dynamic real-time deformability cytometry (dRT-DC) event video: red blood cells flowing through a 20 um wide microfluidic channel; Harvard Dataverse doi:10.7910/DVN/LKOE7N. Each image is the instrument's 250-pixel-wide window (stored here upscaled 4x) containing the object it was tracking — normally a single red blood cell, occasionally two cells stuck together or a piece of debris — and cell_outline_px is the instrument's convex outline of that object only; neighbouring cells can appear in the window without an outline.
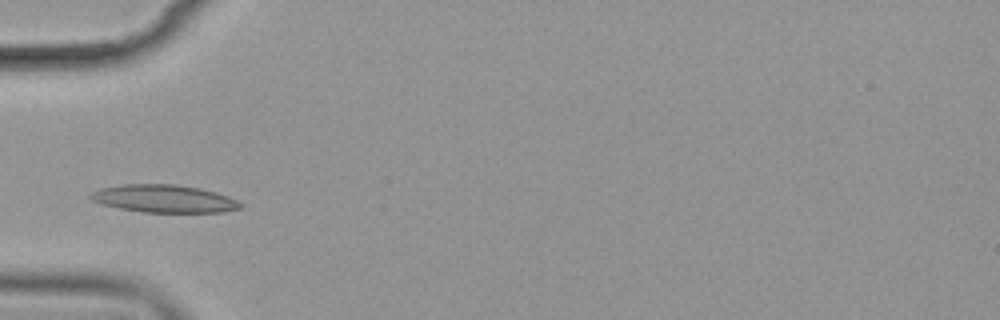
{"species": "common noctule bat (a hibernating species)", "species_latin": "Nyctalus noctula", "temperature_condition": "cold", "stored_images_in_passage": 7, "camera_frame_rate_fps": 3000, "um_per_image_px": 0.085, "animal": {"sex": "female", "body_mass_g": 19.9}, "frame": {"image": 1, "passage_image": 4, "time_ms": 3.333, "image_size_px": [1000, 320], "cell_outline_px": [[244, 204], [240, 208], [224, 212], [144, 212], [120, 208], [100, 204], [92, 200], [88, 196], [92, 192], [100, 188], [124, 184], [176, 184], [200, 188], [216, 192], [228, 196]], "centroid_in_image_um": [13.95, 16.88], "position_along_channel_um": 71.1, "area_um2": 24.22}}
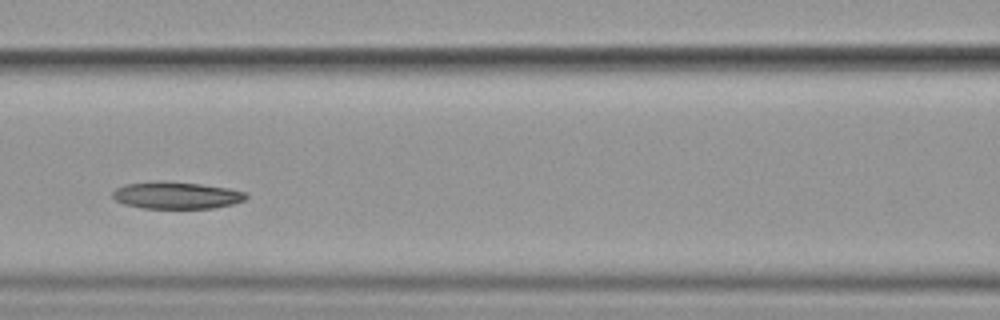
{"frame": {"image": 2, "passage_image": 6, "time_ms": 5.667, "image_size_px": [1000, 320], "cell_outline_px": [[248, 196], [244, 200], [232, 204], [212, 208], [144, 208], [124, 204], [116, 200], [112, 196], [112, 192], [116, 188], [124, 184], [160, 180], [168, 180], [200, 184], [228, 188], [244, 192]], "centroid_in_image_um": [14.96, 16.58], "position_along_channel_um": 151.6, "area_um2": 21.1}}
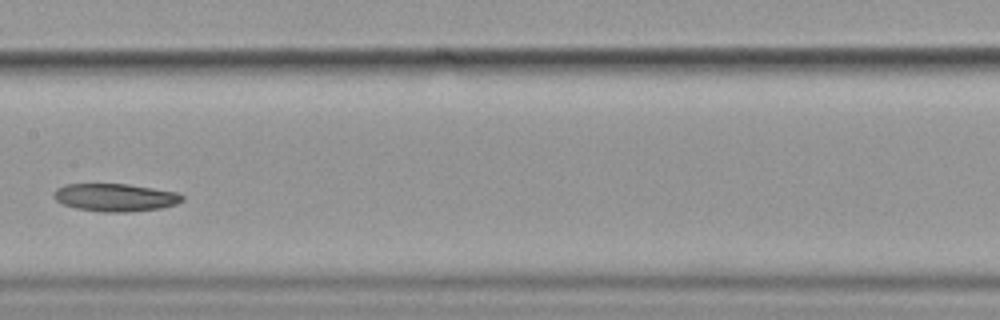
{"frame": {"image": 3, "passage_image": 7, "time_ms": 7.0, "image_size_px": [1000, 320], "cell_outline_px": [[184, 200], [176, 204], [160, 208], [128, 212], [100, 212], [76, 208], [64, 204], [56, 200], [52, 196], [56, 188], [64, 184], [128, 184], [176, 192], [184, 196]], "centroid_in_image_um": [9.78, 16.78], "position_along_channel_um": 197.6, "area_um2": 20.81}}